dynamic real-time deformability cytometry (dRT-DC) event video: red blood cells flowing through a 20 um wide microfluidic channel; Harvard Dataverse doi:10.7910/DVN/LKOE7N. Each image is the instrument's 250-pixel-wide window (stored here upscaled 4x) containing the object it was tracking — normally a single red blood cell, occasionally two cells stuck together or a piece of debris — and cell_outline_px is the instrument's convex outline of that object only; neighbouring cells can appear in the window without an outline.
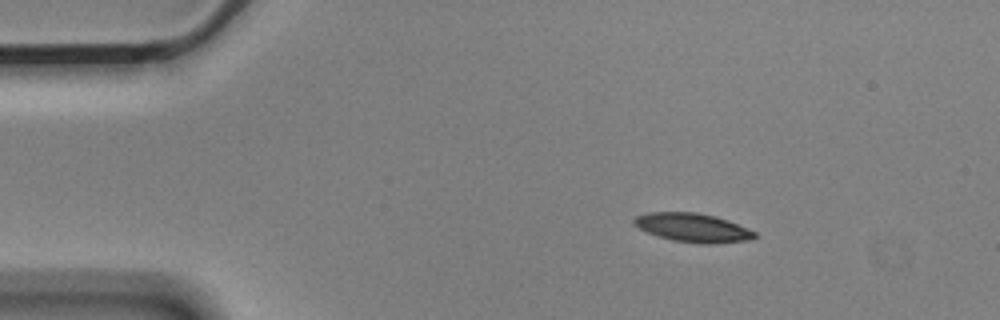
{"species": "Egyptian fruit bat (a non-hibernating species)", "species_latin": "Rousettus aegyptiacus", "temperature_condition": "cold", "stored_images_in_passage": 3, "camera_frame_rate_fps": 3000, "um_per_image_px": 0.085, "animal": {"sex": "male"}, "frame": {"image": 1, "passage_image": 1, "time_ms": 0.0, "image_size_px": [1000, 320], "cell_outline_px": [[756, 236], [752, 240], [712, 244], [700, 244], [672, 240], [648, 232], [632, 224], [632, 220], [636, 216], [648, 212], [696, 212], [716, 216], [728, 220], [756, 232]], "centroid_in_image_um": [58.9, 19.35], "position_along_channel_um": 26.1, "area_um2": 20.29}}